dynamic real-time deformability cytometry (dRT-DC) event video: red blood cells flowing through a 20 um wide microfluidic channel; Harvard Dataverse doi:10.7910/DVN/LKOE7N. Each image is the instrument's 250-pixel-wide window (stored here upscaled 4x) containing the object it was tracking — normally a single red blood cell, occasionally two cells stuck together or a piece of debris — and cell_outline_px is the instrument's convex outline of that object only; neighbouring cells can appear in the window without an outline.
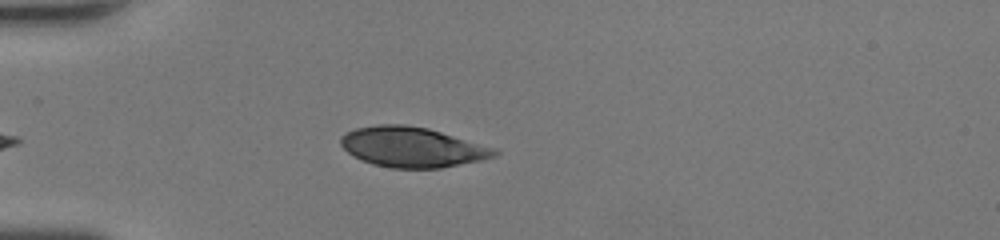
{"species": "human", "species_latin": "Homo sapiens", "temperature_condition": "room temperature", "stored_images_in_passage": 35, "camera_frame_rate_fps": 3000, "um_per_image_px": 0.085, "donor": {"sex": "female"}, "frame": {"image": 1, "passage_image": 2, "time_ms": 0.333, "image_size_px": [1000, 240], "cell_outline_px": [[500, 152], [496, 156], [480, 160], [440, 168], [392, 168], [372, 164], [348, 152], [340, 144], [340, 136], [344, 132], [356, 128], [376, 124], [404, 124], [428, 128], [496, 148]], "centroid_in_image_um": [35.03, 12.49], "position_along_channel_um": 50.0, "area_um2": 35.89}}
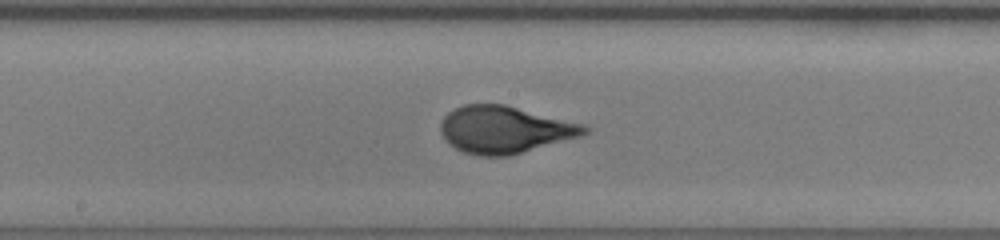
{"frame": {"image": 2, "passage_image": 14, "time_ms": 4.333, "image_size_px": [1000, 240], "cell_outline_px": [[592, 128], [588, 132], [580, 136], [508, 156], [480, 156], [464, 152], [448, 144], [444, 140], [440, 132], [440, 124], [444, 116], [448, 112], [464, 104], [504, 104], [584, 124]], "centroid_in_image_um": [42.87, 11.02], "position_along_channel_um": 205.3, "area_um2": 39.48}}
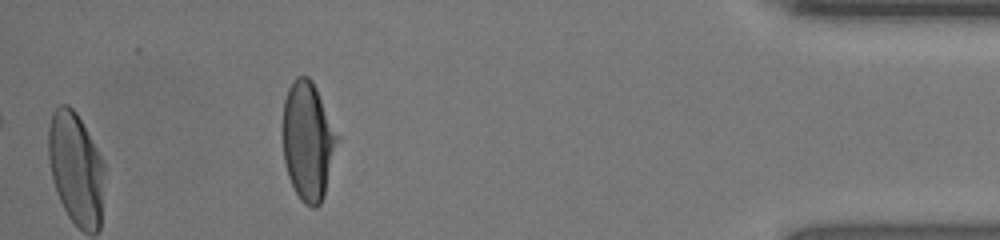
{"frame": {"image": 3, "passage_image": 31, "time_ms": 10.0, "image_size_px": [1000, 240], "cell_outline_px": [[340, 140], [324, 196], [320, 204], [316, 208], [312, 208], [304, 204], [300, 200], [288, 176], [284, 160], [280, 132], [284, 100], [288, 88], [296, 76], [308, 76], [312, 80], [340, 136]], "centroid_in_image_um": [26.17, 11.98], "position_along_channel_um": 409.0, "area_um2": 38.78}, "authors_computed_cell_mechanics": {"area_um2": 38.7838, "velocity_mm_per_s": 4.4238, "shape_relaxation_time_tau1_ms": 3.6729, "shape_relaxation_time_tau2_ms": null, "deformation_change_tau1": 0.1804, "deformation_change_tau2": null}}